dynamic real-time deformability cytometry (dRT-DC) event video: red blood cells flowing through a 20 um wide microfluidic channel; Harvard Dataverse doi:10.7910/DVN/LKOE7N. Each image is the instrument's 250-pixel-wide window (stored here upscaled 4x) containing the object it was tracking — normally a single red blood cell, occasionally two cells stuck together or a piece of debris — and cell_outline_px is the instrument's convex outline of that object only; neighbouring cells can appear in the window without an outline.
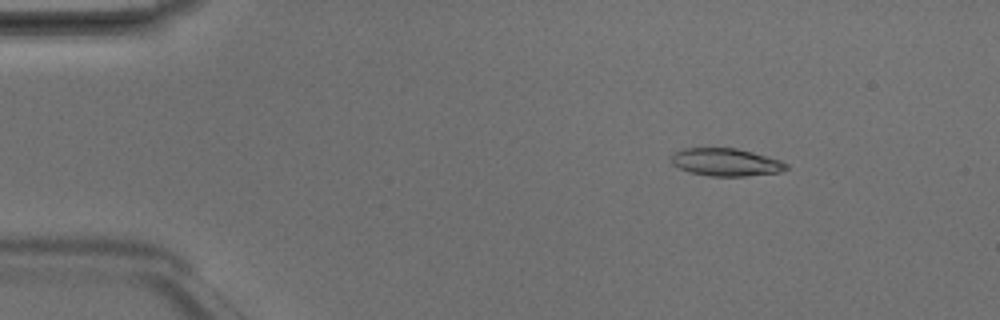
{"species": "Egyptian fruit bat (a non-hibernating species)", "species_latin": "Rousettus aegyptiacus", "temperature_condition": "room temperature", "stored_images_in_passage": 3, "camera_frame_rate_fps": 3000, "um_per_image_px": 0.085, "animal": {"sex": "male"}, "frame": {"image": 1, "passage_image": 1, "time_ms": 0.0, "image_size_px": [1000, 320], "cell_outline_px": [[788, 168], [780, 172], [744, 176], [708, 176], [688, 172], [672, 164], [668, 156], [684, 148], [736, 148], [752, 152], [780, 160], [788, 164]], "centroid_in_image_um": [61.66, 13.79], "position_along_channel_um": 23.3, "area_um2": 18.61}}